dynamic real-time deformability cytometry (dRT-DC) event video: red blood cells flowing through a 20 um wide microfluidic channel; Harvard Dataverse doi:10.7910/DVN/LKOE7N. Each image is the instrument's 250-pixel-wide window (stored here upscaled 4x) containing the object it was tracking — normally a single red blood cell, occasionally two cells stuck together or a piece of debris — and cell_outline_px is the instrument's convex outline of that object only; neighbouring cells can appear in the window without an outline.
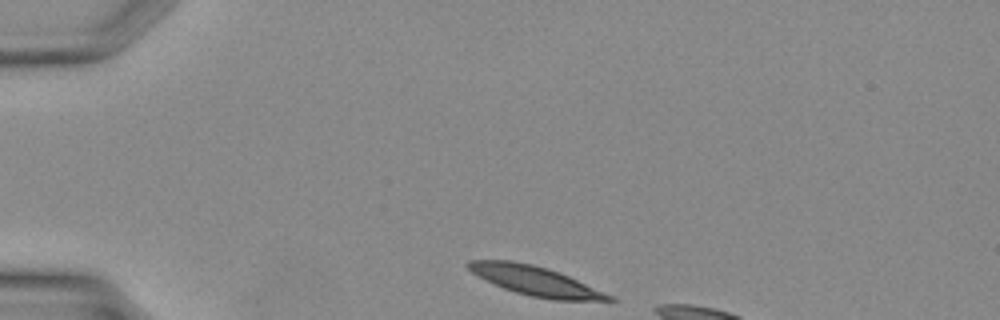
{"species": "Egyptian fruit bat (a non-hibernating species)", "species_latin": "Rousettus aegyptiacus", "temperature_condition": "warm", "stored_images_in_passage": 6, "camera_frame_rate_fps": 3000, "um_per_image_px": 0.085, "animal": {"sex": "female"}, "frame": {"image": 1, "passage_image": 1, "time_ms": 0.0, "image_size_px": [1000, 320], "cell_outline_px": [[616, 300], [552, 300], [532, 296], [516, 292], [504, 288], [472, 272], [468, 268], [468, 260], [512, 260], [532, 264], [548, 268], [568, 276], [612, 296]], "centroid_in_image_um": [45.49, 23.86], "position_along_channel_um": 39.5, "area_um2": 23.35}}